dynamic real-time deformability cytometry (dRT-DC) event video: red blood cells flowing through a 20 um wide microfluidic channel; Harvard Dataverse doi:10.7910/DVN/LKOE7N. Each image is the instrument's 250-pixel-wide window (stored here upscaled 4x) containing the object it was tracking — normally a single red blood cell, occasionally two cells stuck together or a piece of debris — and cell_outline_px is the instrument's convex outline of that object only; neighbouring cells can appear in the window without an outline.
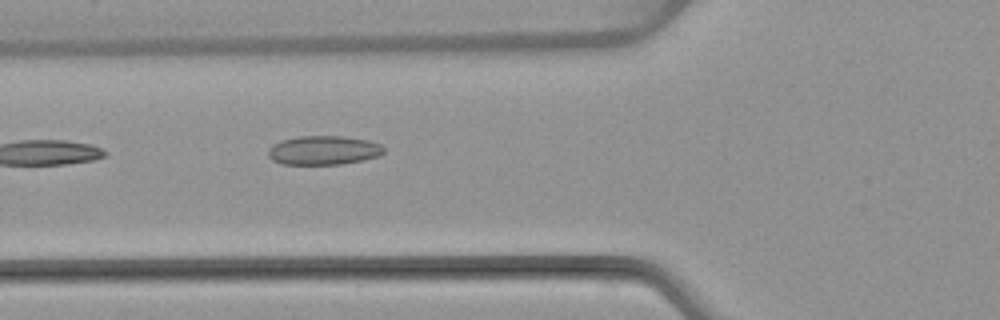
{"species": "common noctule bat (a hibernating species)", "species_latin": "Nyctalus noctula", "temperature_condition": "warm", "stored_images_in_passage": 5, "camera_frame_rate_fps": 3000, "um_per_image_px": 0.085, "animal": {"sex": "female", "body_mass_g": 22.7, "forearm_length_mm": 54.2}, "frame": {"image": 1, "passage_image": 5, "time_ms": 5.0, "image_size_px": [1000, 320], "cell_outline_px": [[384, 152], [380, 156], [364, 160], [340, 164], [280, 164], [272, 160], [268, 156], [268, 148], [272, 144], [280, 140], [296, 136], [344, 136], [368, 140], [380, 144], [384, 148]], "centroid_in_image_um": [27.48, 12.77], "position_along_channel_um": 98.3, "area_um2": 19.83}}